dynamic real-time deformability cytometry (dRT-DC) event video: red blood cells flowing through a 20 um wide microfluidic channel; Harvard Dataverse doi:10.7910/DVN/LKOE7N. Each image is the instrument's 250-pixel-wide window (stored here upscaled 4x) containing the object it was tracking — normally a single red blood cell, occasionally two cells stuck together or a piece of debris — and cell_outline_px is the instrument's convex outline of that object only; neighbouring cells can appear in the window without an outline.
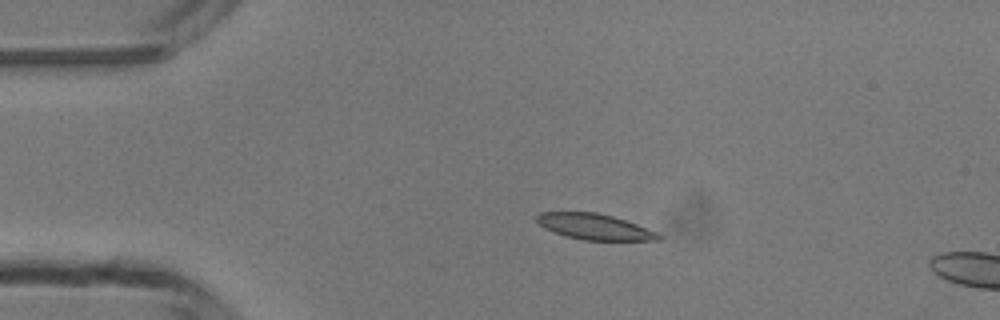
{"species": "common noctule bat (a hibernating species)", "species_latin": "Nyctalus noctula", "temperature_condition": "room temperature", "stored_images_in_passage": 4, "camera_frame_rate_fps": 3000, "um_per_image_px": 0.085, "animal": {"sex": "male", "body_mass_g": 13.3}, "frame": {"image": 1, "passage_image": 3, "time_ms": 2.0, "image_size_px": [1000, 320], "cell_outline_px": [[664, 240], [584, 240], [564, 236], [544, 228], [536, 220], [536, 216], [540, 212], [596, 212], [612, 216], [636, 224], [656, 232], [664, 236]], "centroid_in_image_um": [50.54, 19.28], "position_along_channel_um": 34.5, "area_um2": 18.26}}